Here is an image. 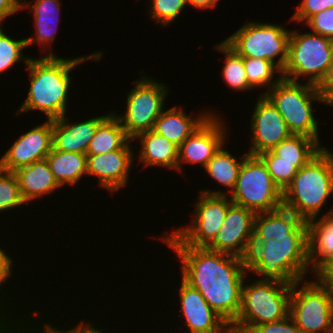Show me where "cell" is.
I'll list each match as a JSON object with an SVG mask.
<instances>
[{"instance_id": "6da1fadb", "label": "cell", "mask_w": 333, "mask_h": 333, "mask_svg": "<svg viewBox=\"0 0 333 333\" xmlns=\"http://www.w3.org/2000/svg\"><path fill=\"white\" fill-rule=\"evenodd\" d=\"M247 270L288 285L308 272V224L284 206L256 213Z\"/></svg>"}, {"instance_id": "7a4b0ae2", "label": "cell", "mask_w": 333, "mask_h": 333, "mask_svg": "<svg viewBox=\"0 0 333 333\" xmlns=\"http://www.w3.org/2000/svg\"><path fill=\"white\" fill-rule=\"evenodd\" d=\"M177 252L182 280L197 289L209 306L229 325L240 312L246 260L205 247L169 246Z\"/></svg>"}, {"instance_id": "3957f363", "label": "cell", "mask_w": 333, "mask_h": 333, "mask_svg": "<svg viewBox=\"0 0 333 333\" xmlns=\"http://www.w3.org/2000/svg\"><path fill=\"white\" fill-rule=\"evenodd\" d=\"M101 55L102 52H94L84 57L65 59L51 52L44 58H31L26 65L30 73V87L17 115L28 110H40L46 114L48 120L66 115L71 70L85 60L98 61Z\"/></svg>"}, {"instance_id": "277c9868", "label": "cell", "mask_w": 333, "mask_h": 333, "mask_svg": "<svg viewBox=\"0 0 333 333\" xmlns=\"http://www.w3.org/2000/svg\"><path fill=\"white\" fill-rule=\"evenodd\" d=\"M333 194V153L324 147L283 190V206L304 221L317 217Z\"/></svg>"}, {"instance_id": "5b68a950", "label": "cell", "mask_w": 333, "mask_h": 333, "mask_svg": "<svg viewBox=\"0 0 333 333\" xmlns=\"http://www.w3.org/2000/svg\"><path fill=\"white\" fill-rule=\"evenodd\" d=\"M292 285L259 279L242 285L241 306L237 319L230 325L233 333H248L263 323L279 321L289 315Z\"/></svg>"}, {"instance_id": "8992f818", "label": "cell", "mask_w": 333, "mask_h": 333, "mask_svg": "<svg viewBox=\"0 0 333 333\" xmlns=\"http://www.w3.org/2000/svg\"><path fill=\"white\" fill-rule=\"evenodd\" d=\"M263 95L277 108L291 134L307 136L320 144L312 101L323 102V97L316 86L281 78Z\"/></svg>"}, {"instance_id": "52a82bcc", "label": "cell", "mask_w": 333, "mask_h": 333, "mask_svg": "<svg viewBox=\"0 0 333 333\" xmlns=\"http://www.w3.org/2000/svg\"><path fill=\"white\" fill-rule=\"evenodd\" d=\"M290 32L288 59L281 76L298 82L308 75L307 83L317 86L333 61V39L312 32Z\"/></svg>"}, {"instance_id": "ba28073f", "label": "cell", "mask_w": 333, "mask_h": 333, "mask_svg": "<svg viewBox=\"0 0 333 333\" xmlns=\"http://www.w3.org/2000/svg\"><path fill=\"white\" fill-rule=\"evenodd\" d=\"M232 203L255 213L273 211L283 206V191L268 173L258 155L248 154L240 167Z\"/></svg>"}, {"instance_id": "9c48e42d", "label": "cell", "mask_w": 333, "mask_h": 333, "mask_svg": "<svg viewBox=\"0 0 333 333\" xmlns=\"http://www.w3.org/2000/svg\"><path fill=\"white\" fill-rule=\"evenodd\" d=\"M316 278L292 284L289 315L302 333H333V293Z\"/></svg>"}, {"instance_id": "30bf717a", "label": "cell", "mask_w": 333, "mask_h": 333, "mask_svg": "<svg viewBox=\"0 0 333 333\" xmlns=\"http://www.w3.org/2000/svg\"><path fill=\"white\" fill-rule=\"evenodd\" d=\"M290 35L281 25L250 22L224 41L242 57L269 60L282 72L288 59Z\"/></svg>"}, {"instance_id": "8fae6325", "label": "cell", "mask_w": 333, "mask_h": 333, "mask_svg": "<svg viewBox=\"0 0 333 333\" xmlns=\"http://www.w3.org/2000/svg\"><path fill=\"white\" fill-rule=\"evenodd\" d=\"M200 193L199 201L195 203L193 224L163 236L162 240L168 246L206 247L219 234L228 208L233 203L224 192L204 190Z\"/></svg>"}, {"instance_id": "7c38bea8", "label": "cell", "mask_w": 333, "mask_h": 333, "mask_svg": "<svg viewBox=\"0 0 333 333\" xmlns=\"http://www.w3.org/2000/svg\"><path fill=\"white\" fill-rule=\"evenodd\" d=\"M134 82L135 86L127 93L126 112L116 115L126 135L132 140L142 132L153 130L169 92L167 86L148 77Z\"/></svg>"}, {"instance_id": "4fadbf2b", "label": "cell", "mask_w": 333, "mask_h": 333, "mask_svg": "<svg viewBox=\"0 0 333 333\" xmlns=\"http://www.w3.org/2000/svg\"><path fill=\"white\" fill-rule=\"evenodd\" d=\"M255 216L254 211L233 203L219 234L205 248L247 260L254 238Z\"/></svg>"}, {"instance_id": "5bb4252c", "label": "cell", "mask_w": 333, "mask_h": 333, "mask_svg": "<svg viewBox=\"0 0 333 333\" xmlns=\"http://www.w3.org/2000/svg\"><path fill=\"white\" fill-rule=\"evenodd\" d=\"M53 120L34 127L20 136L2 155L0 169L14 172L33 162L44 160L53 148Z\"/></svg>"}, {"instance_id": "9a60e30c", "label": "cell", "mask_w": 333, "mask_h": 333, "mask_svg": "<svg viewBox=\"0 0 333 333\" xmlns=\"http://www.w3.org/2000/svg\"><path fill=\"white\" fill-rule=\"evenodd\" d=\"M218 118L211 112L208 119L178 147L177 170L182 171L183 163H200L205 168L213 155L225 144L224 123Z\"/></svg>"}, {"instance_id": "2e32d148", "label": "cell", "mask_w": 333, "mask_h": 333, "mask_svg": "<svg viewBox=\"0 0 333 333\" xmlns=\"http://www.w3.org/2000/svg\"><path fill=\"white\" fill-rule=\"evenodd\" d=\"M251 122L253 135L252 147L248 151L250 155L272 150L291 135L282 115L263 94L254 107Z\"/></svg>"}, {"instance_id": "e0dca14e", "label": "cell", "mask_w": 333, "mask_h": 333, "mask_svg": "<svg viewBox=\"0 0 333 333\" xmlns=\"http://www.w3.org/2000/svg\"><path fill=\"white\" fill-rule=\"evenodd\" d=\"M181 281L180 308L189 333H229L230 325L209 306L201 293Z\"/></svg>"}, {"instance_id": "ac0fdd59", "label": "cell", "mask_w": 333, "mask_h": 333, "mask_svg": "<svg viewBox=\"0 0 333 333\" xmlns=\"http://www.w3.org/2000/svg\"><path fill=\"white\" fill-rule=\"evenodd\" d=\"M133 157V150L87 155V174L97 176L100 186L115 192L126 186Z\"/></svg>"}, {"instance_id": "d6986e66", "label": "cell", "mask_w": 333, "mask_h": 333, "mask_svg": "<svg viewBox=\"0 0 333 333\" xmlns=\"http://www.w3.org/2000/svg\"><path fill=\"white\" fill-rule=\"evenodd\" d=\"M108 115L69 123L65 115L53 120V149L63 152L86 154L98 125Z\"/></svg>"}, {"instance_id": "ffe728a7", "label": "cell", "mask_w": 333, "mask_h": 333, "mask_svg": "<svg viewBox=\"0 0 333 333\" xmlns=\"http://www.w3.org/2000/svg\"><path fill=\"white\" fill-rule=\"evenodd\" d=\"M308 224V260L317 276L333 261V208L322 218ZM311 264V265H310Z\"/></svg>"}, {"instance_id": "44dd1931", "label": "cell", "mask_w": 333, "mask_h": 333, "mask_svg": "<svg viewBox=\"0 0 333 333\" xmlns=\"http://www.w3.org/2000/svg\"><path fill=\"white\" fill-rule=\"evenodd\" d=\"M202 114L192 118L187 116L183 110L174 106L161 112L155 121L153 131L179 147L211 115L210 112Z\"/></svg>"}, {"instance_id": "7402d4cb", "label": "cell", "mask_w": 333, "mask_h": 333, "mask_svg": "<svg viewBox=\"0 0 333 333\" xmlns=\"http://www.w3.org/2000/svg\"><path fill=\"white\" fill-rule=\"evenodd\" d=\"M17 176L23 200L28 203L61 187L54 179L46 159L18 168Z\"/></svg>"}, {"instance_id": "603a6c76", "label": "cell", "mask_w": 333, "mask_h": 333, "mask_svg": "<svg viewBox=\"0 0 333 333\" xmlns=\"http://www.w3.org/2000/svg\"><path fill=\"white\" fill-rule=\"evenodd\" d=\"M141 151L140 160L144 166H163L177 170L178 146L153 130L138 134Z\"/></svg>"}, {"instance_id": "cb8c5ba5", "label": "cell", "mask_w": 333, "mask_h": 333, "mask_svg": "<svg viewBox=\"0 0 333 333\" xmlns=\"http://www.w3.org/2000/svg\"><path fill=\"white\" fill-rule=\"evenodd\" d=\"M114 114H109L97 127L86 155H97L115 150H131V139Z\"/></svg>"}, {"instance_id": "d4e9b609", "label": "cell", "mask_w": 333, "mask_h": 333, "mask_svg": "<svg viewBox=\"0 0 333 333\" xmlns=\"http://www.w3.org/2000/svg\"><path fill=\"white\" fill-rule=\"evenodd\" d=\"M54 179L62 187L66 183L76 185L87 174V155L76 152H63L52 148L45 158Z\"/></svg>"}, {"instance_id": "484cf974", "label": "cell", "mask_w": 333, "mask_h": 333, "mask_svg": "<svg viewBox=\"0 0 333 333\" xmlns=\"http://www.w3.org/2000/svg\"><path fill=\"white\" fill-rule=\"evenodd\" d=\"M60 6L59 0H36L34 2L31 11L34 15L36 36L25 38L27 47L37 41L39 44L41 43V46L54 41L56 35L54 25L60 21V16H58L60 15Z\"/></svg>"}, {"instance_id": "4316f807", "label": "cell", "mask_w": 333, "mask_h": 333, "mask_svg": "<svg viewBox=\"0 0 333 333\" xmlns=\"http://www.w3.org/2000/svg\"><path fill=\"white\" fill-rule=\"evenodd\" d=\"M323 148L315 139L291 134L275 146L272 151L280 157V160L295 162V167L299 170Z\"/></svg>"}, {"instance_id": "83f0119b", "label": "cell", "mask_w": 333, "mask_h": 333, "mask_svg": "<svg viewBox=\"0 0 333 333\" xmlns=\"http://www.w3.org/2000/svg\"><path fill=\"white\" fill-rule=\"evenodd\" d=\"M222 148L223 146L218 149L204 169L207 171V174L219 182V184H223V186H227L228 189L233 191L237 182L240 167L244 158L249 153H244L243 157H240V160L242 159V161L239 162L236 157L232 156L231 153Z\"/></svg>"}, {"instance_id": "f1b7e54d", "label": "cell", "mask_w": 333, "mask_h": 333, "mask_svg": "<svg viewBox=\"0 0 333 333\" xmlns=\"http://www.w3.org/2000/svg\"><path fill=\"white\" fill-rule=\"evenodd\" d=\"M214 48H217L218 51L225 53V64L222 74L226 84H228V86L232 89L240 91L253 89L249 85L246 77L244 57L238 54L224 40Z\"/></svg>"}, {"instance_id": "f546056e", "label": "cell", "mask_w": 333, "mask_h": 333, "mask_svg": "<svg viewBox=\"0 0 333 333\" xmlns=\"http://www.w3.org/2000/svg\"><path fill=\"white\" fill-rule=\"evenodd\" d=\"M244 67L248 83L252 88L267 85L270 89L282 78L281 70L269 60L244 57ZM275 71L280 73V77L271 81Z\"/></svg>"}, {"instance_id": "4dcf8cb0", "label": "cell", "mask_w": 333, "mask_h": 333, "mask_svg": "<svg viewBox=\"0 0 333 333\" xmlns=\"http://www.w3.org/2000/svg\"><path fill=\"white\" fill-rule=\"evenodd\" d=\"M258 156L265 163L271 178L283 191L297 174L295 162L280 160L272 150L261 152Z\"/></svg>"}, {"instance_id": "1f68e13d", "label": "cell", "mask_w": 333, "mask_h": 333, "mask_svg": "<svg viewBox=\"0 0 333 333\" xmlns=\"http://www.w3.org/2000/svg\"><path fill=\"white\" fill-rule=\"evenodd\" d=\"M24 204L16 174L0 169V212Z\"/></svg>"}, {"instance_id": "d6a6232c", "label": "cell", "mask_w": 333, "mask_h": 333, "mask_svg": "<svg viewBox=\"0 0 333 333\" xmlns=\"http://www.w3.org/2000/svg\"><path fill=\"white\" fill-rule=\"evenodd\" d=\"M0 26V74L11 68L19 60L27 65L31 57L24 58L22 49L27 48L26 39L14 40L7 36Z\"/></svg>"}, {"instance_id": "836d02e7", "label": "cell", "mask_w": 333, "mask_h": 333, "mask_svg": "<svg viewBox=\"0 0 333 333\" xmlns=\"http://www.w3.org/2000/svg\"><path fill=\"white\" fill-rule=\"evenodd\" d=\"M151 18L167 26L178 18L186 6L187 0H151Z\"/></svg>"}, {"instance_id": "e575fe53", "label": "cell", "mask_w": 333, "mask_h": 333, "mask_svg": "<svg viewBox=\"0 0 333 333\" xmlns=\"http://www.w3.org/2000/svg\"><path fill=\"white\" fill-rule=\"evenodd\" d=\"M306 25L313 33L333 39V7L311 16Z\"/></svg>"}, {"instance_id": "d590c367", "label": "cell", "mask_w": 333, "mask_h": 333, "mask_svg": "<svg viewBox=\"0 0 333 333\" xmlns=\"http://www.w3.org/2000/svg\"><path fill=\"white\" fill-rule=\"evenodd\" d=\"M333 7V0H303L291 20L307 21L311 16Z\"/></svg>"}, {"instance_id": "8d00e7d4", "label": "cell", "mask_w": 333, "mask_h": 333, "mask_svg": "<svg viewBox=\"0 0 333 333\" xmlns=\"http://www.w3.org/2000/svg\"><path fill=\"white\" fill-rule=\"evenodd\" d=\"M248 333H302L288 315L279 321L263 323L253 327Z\"/></svg>"}, {"instance_id": "74e56055", "label": "cell", "mask_w": 333, "mask_h": 333, "mask_svg": "<svg viewBox=\"0 0 333 333\" xmlns=\"http://www.w3.org/2000/svg\"><path fill=\"white\" fill-rule=\"evenodd\" d=\"M27 8V4L21 0H0V26H2V21L9 17L10 15H14V13L18 12L20 9Z\"/></svg>"}, {"instance_id": "f35d334b", "label": "cell", "mask_w": 333, "mask_h": 333, "mask_svg": "<svg viewBox=\"0 0 333 333\" xmlns=\"http://www.w3.org/2000/svg\"><path fill=\"white\" fill-rule=\"evenodd\" d=\"M316 89L323 98L333 89V61L327 68L320 83L316 86Z\"/></svg>"}, {"instance_id": "ab89813d", "label": "cell", "mask_w": 333, "mask_h": 333, "mask_svg": "<svg viewBox=\"0 0 333 333\" xmlns=\"http://www.w3.org/2000/svg\"><path fill=\"white\" fill-rule=\"evenodd\" d=\"M11 266H13L12 258L0 248V281L3 284L7 279H10Z\"/></svg>"}, {"instance_id": "60d3db41", "label": "cell", "mask_w": 333, "mask_h": 333, "mask_svg": "<svg viewBox=\"0 0 333 333\" xmlns=\"http://www.w3.org/2000/svg\"><path fill=\"white\" fill-rule=\"evenodd\" d=\"M317 277L330 289L333 293V263L326 266Z\"/></svg>"}, {"instance_id": "b9f144b4", "label": "cell", "mask_w": 333, "mask_h": 333, "mask_svg": "<svg viewBox=\"0 0 333 333\" xmlns=\"http://www.w3.org/2000/svg\"><path fill=\"white\" fill-rule=\"evenodd\" d=\"M89 323V325H88ZM77 327V328H75ZM73 327V329L67 330L69 333H103L104 331L96 329L90 322L84 323L80 322L77 326Z\"/></svg>"}, {"instance_id": "7bdbcfd3", "label": "cell", "mask_w": 333, "mask_h": 333, "mask_svg": "<svg viewBox=\"0 0 333 333\" xmlns=\"http://www.w3.org/2000/svg\"><path fill=\"white\" fill-rule=\"evenodd\" d=\"M218 0H187V3L198 9L213 8Z\"/></svg>"}, {"instance_id": "ee69618b", "label": "cell", "mask_w": 333, "mask_h": 333, "mask_svg": "<svg viewBox=\"0 0 333 333\" xmlns=\"http://www.w3.org/2000/svg\"><path fill=\"white\" fill-rule=\"evenodd\" d=\"M45 332L44 333H69L67 330H58V328H54V326H51L49 324H46L45 325V328H44Z\"/></svg>"}, {"instance_id": "f6af8a7d", "label": "cell", "mask_w": 333, "mask_h": 333, "mask_svg": "<svg viewBox=\"0 0 333 333\" xmlns=\"http://www.w3.org/2000/svg\"><path fill=\"white\" fill-rule=\"evenodd\" d=\"M1 284H2V282L0 281V286H1ZM1 316V315H0ZM1 318V317H0ZM2 319V321L0 322V333H15V331L13 332L12 330L13 329H11L12 327H11V322H10V326L8 327V325H7V323H3V319L4 318H1ZM4 325H3V324ZM2 324V325H1ZM5 324H6V326H7V328H6V326H5ZM4 326V327H3ZM10 329H11V331H10ZM9 331V332H8Z\"/></svg>"}, {"instance_id": "bcb514c9", "label": "cell", "mask_w": 333, "mask_h": 333, "mask_svg": "<svg viewBox=\"0 0 333 333\" xmlns=\"http://www.w3.org/2000/svg\"><path fill=\"white\" fill-rule=\"evenodd\" d=\"M323 104L333 106V89L323 98Z\"/></svg>"}]
</instances>
